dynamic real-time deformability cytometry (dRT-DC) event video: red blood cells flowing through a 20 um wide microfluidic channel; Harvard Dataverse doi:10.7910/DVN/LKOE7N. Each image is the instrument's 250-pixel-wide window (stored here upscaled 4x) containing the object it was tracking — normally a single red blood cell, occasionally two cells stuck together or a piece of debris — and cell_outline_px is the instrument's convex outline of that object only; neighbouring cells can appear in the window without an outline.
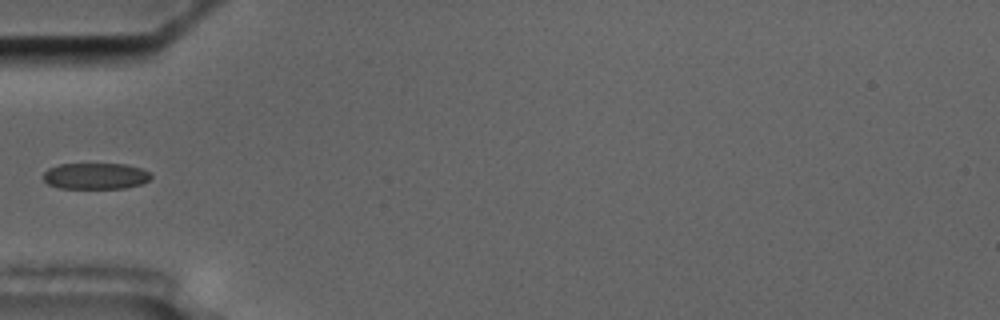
{"species": "common noctule bat (a hibernating species)", "species_latin": "Nyctalus noctula", "temperature_condition": "cold", "stored_images_in_passage": 3, "camera_frame_rate_fps": 3000, "um_per_image_px": 0.085, "animal": {"sex": "male", "body_mass_g": 17.5, "forearm_length_mm": 52.3}, "frame": {"image": 1, "passage_image": 3, "time_ms": 3.0, "image_size_px": [1000, 320], "cell_outline_px": [[152, 176], [148, 180], [140, 184], [124, 188], [60, 188], [48, 184], [44, 180], [44, 172], [48, 168], [60, 164], [124, 164], [140, 168], [152, 172]], "centroid_in_image_um": [8.13, 14.96], "position_along_channel_um": 76.9, "area_um2": 16.42}}